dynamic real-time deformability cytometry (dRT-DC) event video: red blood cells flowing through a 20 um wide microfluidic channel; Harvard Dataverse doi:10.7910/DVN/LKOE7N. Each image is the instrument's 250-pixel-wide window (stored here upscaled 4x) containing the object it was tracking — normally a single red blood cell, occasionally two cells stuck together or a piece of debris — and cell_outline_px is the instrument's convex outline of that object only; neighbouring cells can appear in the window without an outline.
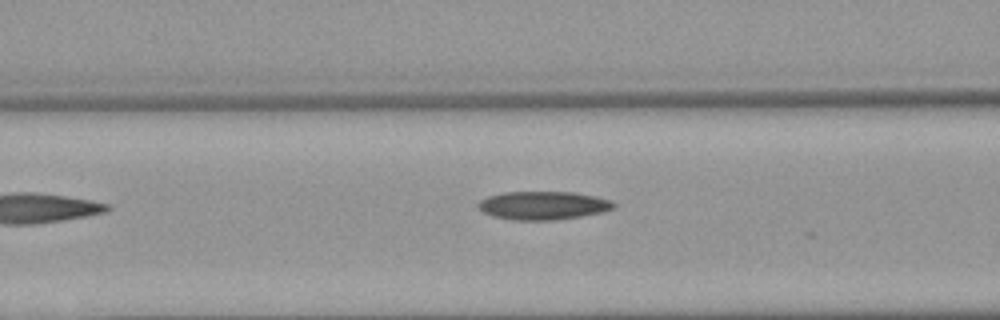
{"species": "Egyptian fruit bat (a non-hibernating species)", "species_latin": "Rousettus aegyptiacus", "temperature_condition": "warm", "stored_images_in_passage": 6, "segment_of_instrument_passage": [1, 2], "camera_frame_rate_fps": 3000, "um_per_image_px": 0.085, "animal": {"sex": "female"}, "frame": {"image": 1, "passage_image": 5, "time_ms": 5.667, "image_size_px": [1000, 320], "cell_outline_px": [[616, 208], [604, 212], [580, 216], [552, 220], [512, 220], [492, 216], [484, 212], [476, 204], [480, 200], [488, 196], [504, 192], [572, 192], [596, 196], [612, 200], [616, 204]], "centroid_in_image_um": [46.2, 17.46], "position_along_channel_um": 120.4, "area_um2": 22.48}}